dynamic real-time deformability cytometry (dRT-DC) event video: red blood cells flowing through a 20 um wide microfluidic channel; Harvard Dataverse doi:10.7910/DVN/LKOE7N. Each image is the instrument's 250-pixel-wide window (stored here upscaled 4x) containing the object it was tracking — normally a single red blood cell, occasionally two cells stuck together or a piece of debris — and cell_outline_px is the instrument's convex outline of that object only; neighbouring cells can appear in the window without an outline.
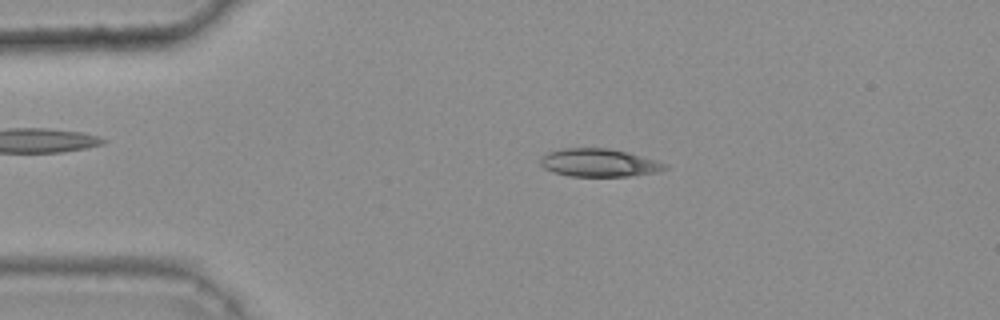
{"species": "common noctule bat (a hibernating species)", "species_latin": "Nyctalus noctula", "temperature_condition": "warm", "stored_images_in_passage": 42, "camera_frame_rate_fps": 3000, "um_per_image_px": 0.085, "animal": {"sex": "female", "body_mass_g": 25.1}, "frame": {"image": 1, "passage_image": 11, "time_ms": 3.333, "image_size_px": [1000, 320], "cell_outline_px": [[668, 168], [660, 172], [628, 176], [568, 176], [552, 172], [544, 168], [540, 164], [540, 156], [548, 152], [564, 148], [608, 148], [628, 152], [656, 160], [668, 164]], "centroid_in_image_um": [50.92, 13.83], "position_along_channel_um": 34.1, "area_um2": 20.52}}
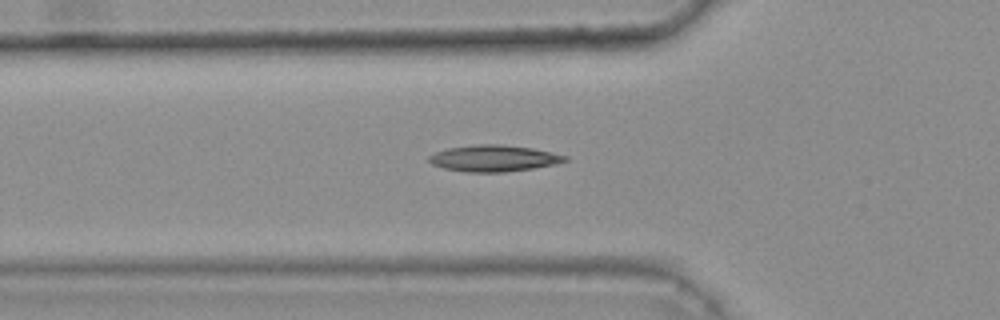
{"frame": {"image": 2, "passage_image": 18, "time_ms": 5.667, "image_size_px": [1000, 320], "cell_outline_px": [[568, 160], [556, 164], [532, 168], [504, 172], [464, 172], [444, 168], [432, 164], [428, 160], [428, 156], [436, 152], [448, 148], [476, 144], [500, 144], [532, 148], [568, 156]], "centroid_in_image_um": [41.96, 13.45], "position_along_channel_um": 83.8, "area_um2": 20.87}}
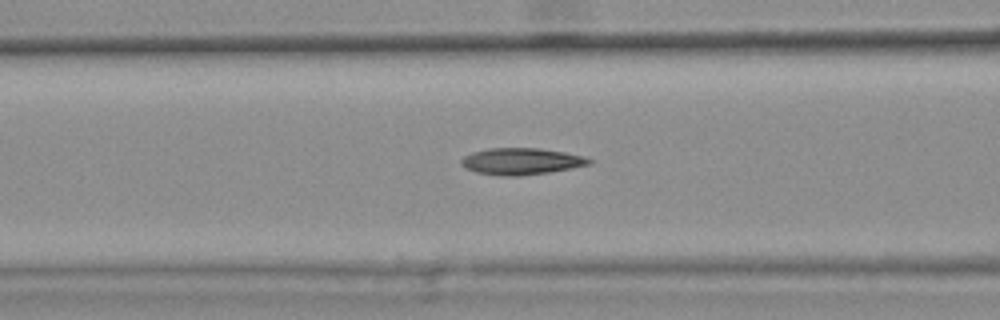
{"frame": {"image": 3, "passage_image": 21, "time_ms": 6.667, "image_size_px": [1000, 320], "cell_outline_px": [[592, 164], [548, 172], [520, 176], [500, 176], [476, 172], [464, 168], [460, 164], [460, 160], [464, 156], [472, 152], [488, 148], [540, 148], [564, 152], [580, 156], [592, 160]], "centroid_in_image_um": [44.24, 13.71], "position_along_channel_um": 122.4, "area_um2": 19.83}, "authors_computed_cell_mechanics": {"area_um2": 19.5942, "velocity_mm_per_s": 3.7927, "shape_relaxation_time_tau1_ms": null, "shape_relaxation_time_tau2_ms": 3.5172, "deformation_change_tau1": null, "deformation_change_tau2": 0.1256}}